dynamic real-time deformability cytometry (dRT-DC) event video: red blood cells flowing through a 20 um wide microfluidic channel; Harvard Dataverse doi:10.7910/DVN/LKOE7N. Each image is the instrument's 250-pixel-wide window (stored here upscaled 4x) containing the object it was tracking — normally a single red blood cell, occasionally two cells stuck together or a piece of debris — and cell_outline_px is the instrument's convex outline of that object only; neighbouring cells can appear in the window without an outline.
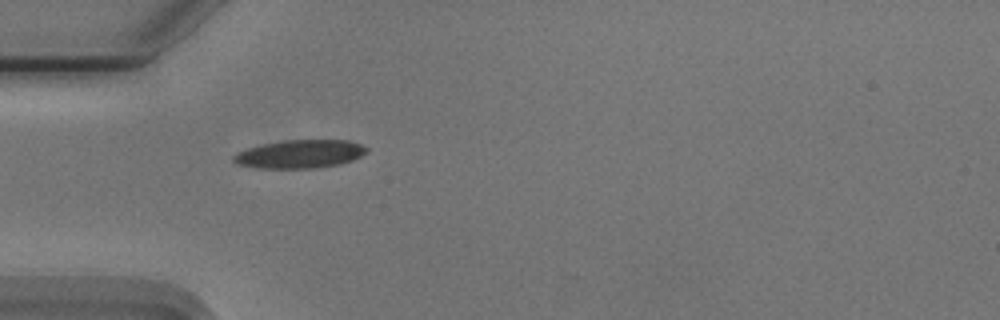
{"species": "Egyptian fruit bat (a non-hibernating species)", "species_latin": "Rousettus aegyptiacus", "temperature_condition": "cold", "stored_images_in_passage": 5, "camera_frame_rate_fps": 3000, "um_per_image_px": 0.085, "animal": {"sex": "male"}, "frame": {"image": 1, "passage_image": 2, "time_ms": 0.333, "image_size_px": [1000, 320], "cell_outline_px": [[368, 148], [360, 156], [352, 160], [336, 164], [312, 168], [260, 168], [236, 164], [232, 160], [232, 156], [248, 148], [264, 144], [284, 140], [348, 140], [360, 144]], "centroid_in_image_um": [25.46, 13.09], "position_along_channel_um": 59.5, "area_um2": 21.56}}
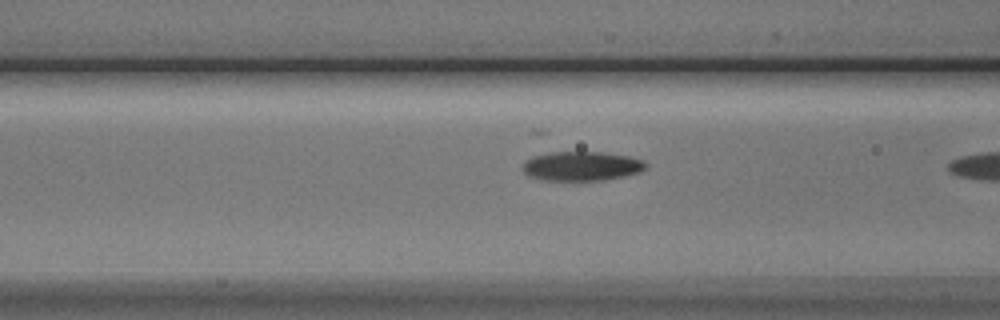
{"frame": {"image": 2, "passage_image": 4, "time_ms": 1.0, "image_size_px": [1000, 320], "cell_outline_px": [[648, 168], [640, 172], [604, 180], [548, 180], [532, 176], [524, 172], [524, 164], [532, 156], [552, 152], [604, 152], [628, 156], [644, 160], [648, 164]], "centroid_in_image_um": [49.53, 14.11], "position_along_channel_um": 117.1, "area_um2": 20.81}}